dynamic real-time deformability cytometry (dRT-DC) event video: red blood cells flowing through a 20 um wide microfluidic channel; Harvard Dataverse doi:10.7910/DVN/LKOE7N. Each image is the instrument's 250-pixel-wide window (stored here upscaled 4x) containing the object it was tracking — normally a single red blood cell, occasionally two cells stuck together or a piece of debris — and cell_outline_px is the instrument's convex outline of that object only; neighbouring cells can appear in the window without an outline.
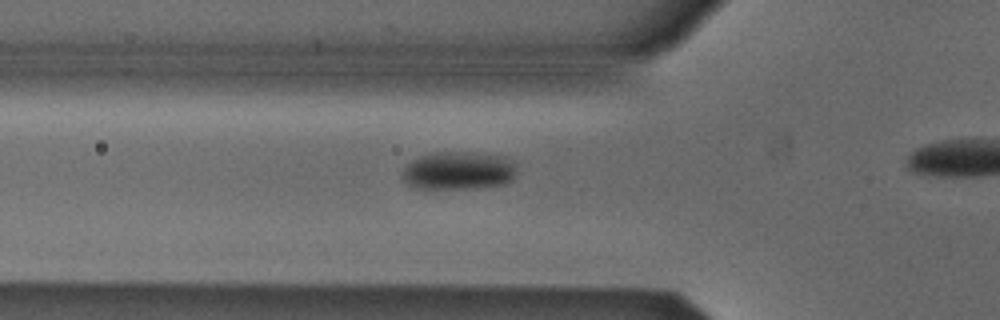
{"species": "Egyptian fruit bat (a non-hibernating species)", "species_latin": "Rousettus aegyptiacus", "temperature_condition": "cold", "stored_images_in_passage": 29, "camera_frame_rate_fps": 3000, "um_per_image_px": 0.085, "animal": {"sex": "male"}, "frame": {"image": 1, "passage_image": 9, "time_ms": 2.667, "image_size_px": [1000, 320], "cell_outline_px": [[516, 172], [512, 180], [504, 184], [468, 188], [412, 188], [400, 176], [400, 172], [412, 160], [420, 156], [436, 152], [472, 152], [504, 156], [512, 160], [516, 164]], "centroid_in_image_um": [38.96, 14.49], "position_along_channel_um": 86.8, "area_um2": 25.55}}
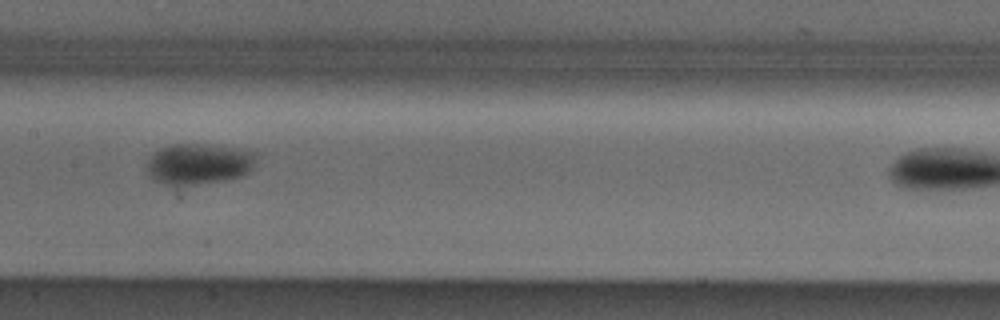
{"frame": {"image": 2, "passage_image": 17, "time_ms": 5.333, "image_size_px": [1000, 320], "cell_outline_px": [[256, 160], [252, 168], [244, 176], [228, 180], [180, 188], [172, 188], [148, 176], [148, 160], [160, 148], [172, 144], [200, 144], [256, 152]], "centroid_in_image_um": [16.87, 14.0], "position_along_channel_um": 190.5, "area_um2": 26.47}}
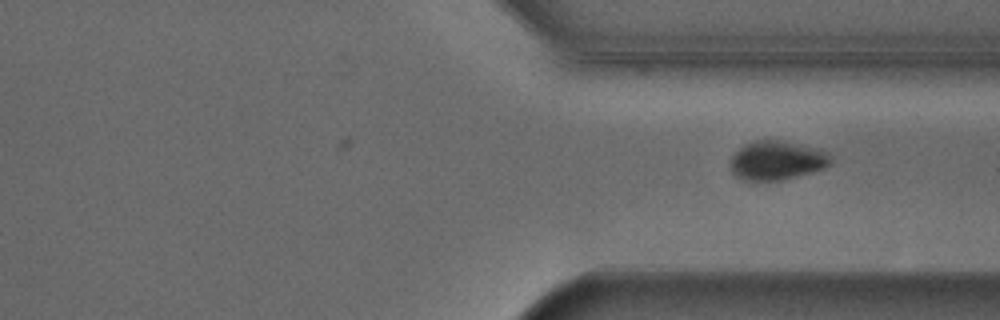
{"frame": {"image": 3, "passage_image": 29, "time_ms": 9.333, "image_size_px": [1000, 320], "cell_outline_px": [[832, 164], [824, 168], [780, 180], [744, 180], [736, 176], [728, 168], [732, 156], [744, 144], [756, 140], [780, 140], [800, 144], [828, 152], [832, 156]], "centroid_in_image_um": [66.02, 13.63], "position_along_channel_um": 345.4, "area_um2": 22.77}}